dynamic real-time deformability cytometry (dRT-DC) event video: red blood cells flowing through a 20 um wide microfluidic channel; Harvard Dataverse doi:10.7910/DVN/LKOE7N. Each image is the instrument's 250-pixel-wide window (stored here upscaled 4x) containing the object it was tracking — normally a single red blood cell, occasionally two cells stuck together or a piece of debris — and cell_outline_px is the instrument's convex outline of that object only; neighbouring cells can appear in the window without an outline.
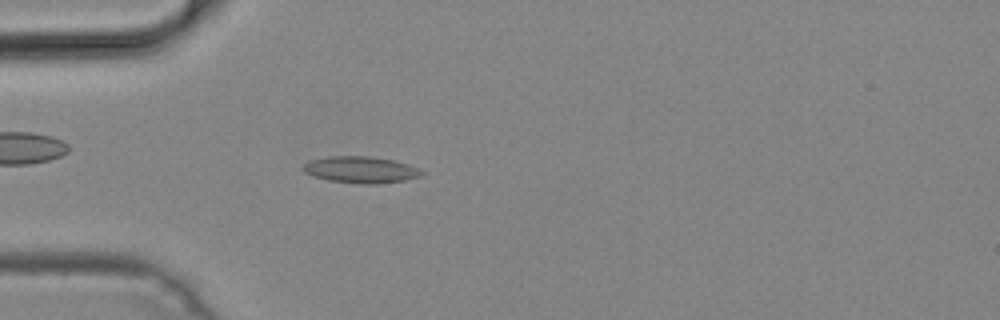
{"species": "common noctule bat (a hibernating species)", "species_latin": "Nyctalus noctula", "temperature_condition": "cold", "stored_images_in_passage": 40, "camera_frame_rate_fps": 3000, "um_per_image_px": 0.085, "animal": {"sex": "male", "body_mass_g": 19.2, "forearm_length_mm": 51.8}, "frame": {"image": 1, "passage_image": 5, "time_ms": 1.333, "image_size_px": [1000, 320], "cell_outline_px": [[424, 172], [420, 176], [404, 180], [376, 184], [360, 184], [328, 180], [304, 172], [300, 168], [308, 160], [328, 156], [368, 156], [392, 160], [408, 164]], "centroid_in_image_um": [30.61, 14.42], "position_along_channel_um": 54.4, "area_um2": 18.26}}
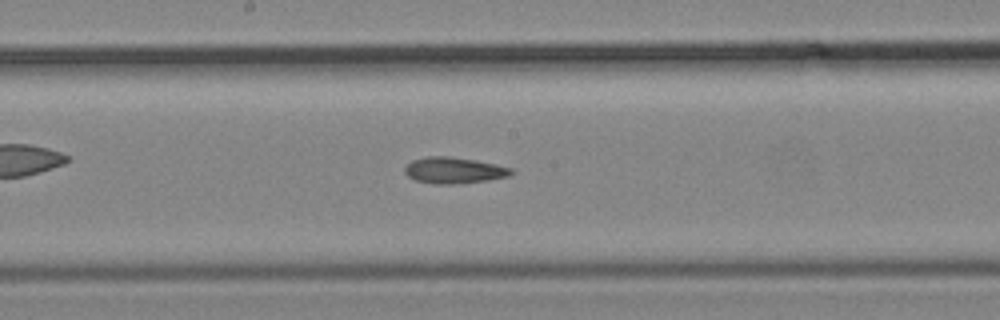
{"frame": {"image": 2, "passage_image": 17, "time_ms": 5.333, "image_size_px": [1000, 320], "cell_outline_px": [[512, 172], [508, 176], [488, 180], [452, 184], [436, 184], [416, 180], [408, 176], [404, 172], [404, 168], [412, 160], [424, 156], [452, 156], [476, 160], [496, 164], [512, 168]], "centroid_in_image_um": [38.56, 14.46], "position_along_channel_um": 209.6, "area_um2": 16.24}}
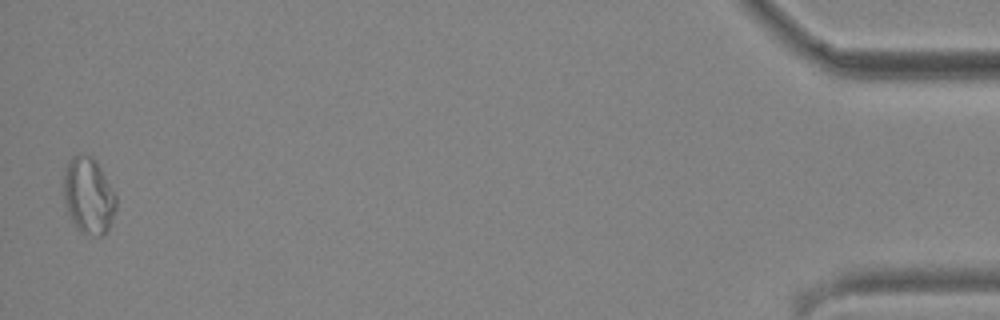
{"frame": {"image": 3, "passage_image": 40, "time_ms": 13.0, "image_size_px": [1000, 320], "cell_outline_px": [[116, 208], [108, 228], [100, 236], [96, 236], [80, 232], [76, 228], [68, 212], [64, 196], [64, 168], [68, 160], [72, 156], [92, 156], [96, 160], [116, 196]], "centroid_in_image_um": [7.51, 16.63], "position_along_channel_um": 427.7, "area_um2": 23.0}}